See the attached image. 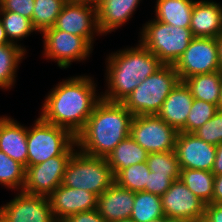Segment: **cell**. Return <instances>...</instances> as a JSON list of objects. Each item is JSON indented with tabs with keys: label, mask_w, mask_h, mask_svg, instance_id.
<instances>
[{
	"label": "cell",
	"mask_w": 222,
	"mask_h": 222,
	"mask_svg": "<svg viewBox=\"0 0 222 222\" xmlns=\"http://www.w3.org/2000/svg\"><path fill=\"white\" fill-rule=\"evenodd\" d=\"M96 87L97 84L88 75L73 76L59 82L46 95L39 116L45 122L67 129L76 137L102 99L96 93Z\"/></svg>",
	"instance_id": "6da1fadb"
},
{
	"label": "cell",
	"mask_w": 222,
	"mask_h": 222,
	"mask_svg": "<svg viewBox=\"0 0 222 222\" xmlns=\"http://www.w3.org/2000/svg\"><path fill=\"white\" fill-rule=\"evenodd\" d=\"M133 117L122 103L101 99L75 137L77 149L91 156L107 158L129 136Z\"/></svg>",
	"instance_id": "7a4b0ae2"
},
{
	"label": "cell",
	"mask_w": 222,
	"mask_h": 222,
	"mask_svg": "<svg viewBox=\"0 0 222 222\" xmlns=\"http://www.w3.org/2000/svg\"><path fill=\"white\" fill-rule=\"evenodd\" d=\"M136 47H127L106 58L107 89L101 94L109 102H122L147 77L163 64L140 41Z\"/></svg>",
	"instance_id": "3957f363"
},
{
	"label": "cell",
	"mask_w": 222,
	"mask_h": 222,
	"mask_svg": "<svg viewBox=\"0 0 222 222\" xmlns=\"http://www.w3.org/2000/svg\"><path fill=\"white\" fill-rule=\"evenodd\" d=\"M180 82L174 65H163L147 77L121 103L135 115H157L163 102Z\"/></svg>",
	"instance_id": "277c9868"
},
{
	"label": "cell",
	"mask_w": 222,
	"mask_h": 222,
	"mask_svg": "<svg viewBox=\"0 0 222 222\" xmlns=\"http://www.w3.org/2000/svg\"><path fill=\"white\" fill-rule=\"evenodd\" d=\"M114 182L115 176L106 158L91 156L76 149L67 163L62 184L90 191L98 197Z\"/></svg>",
	"instance_id": "5b68a950"
},
{
	"label": "cell",
	"mask_w": 222,
	"mask_h": 222,
	"mask_svg": "<svg viewBox=\"0 0 222 222\" xmlns=\"http://www.w3.org/2000/svg\"><path fill=\"white\" fill-rule=\"evenodd\" d=\"M143 25L139 41L163 65H174L194 38L190 28L169 25L155 19Z\"/></svg>",
	"instance_id": "8992f818"
},
{
	"label": "cell",
	"mask_w": 222,
	"mask_h": 222,
	"mask_svg": "<svg viewBox=\"0 0 222 222\" xmlns=\"http://www.w3.org/2000/svg\"><path fill=\"white\" fill-rule=\"evenodd\" d=\"M76 138L65 128L45 122L40 116L27 127L28 167L62 155Z\"/></svg>",
	"instance_id": "52a82bcc"
},
{
	"label": "cell",
	"mask_w": 222,
	"mask_h": 222,
	"mask_svg": "<svg viewBox=\"0 0 222 222\" xmlns=\"http://www.w3.org/2000/svg\"><path fill=\"white\" fill-rule=\"evenodd\" d=\"M178 131L158 115H135L130 137L148 153L175 151Z\"/></svg>",
	"instance_id": "ba28073f"
},
{
	"label": "cell",
	"mask_w": 222,
	"mask_h": 222,
	"mask_svg": "<svg viewBox=\"0 0 222 222\" xmlns=\"http://www.w3.org/2000/svg\"><path fill=\"white\" fill-rule=\"evenodd\" d=\"M77 147L76 141L60 156L25 168L23 193L48 197L62 184L65 169ZM75 148V149H74Z\"/></svg>",
	"instance_id": "9c48e42d"
},
{
	"label": "cell",
	"mask_w": 222,
	"mask_h": 222,
	"mask_svg": "<svg viewBox=\"0 0 222 222\" xmlns=\"http://www.w3.org/2000/svg\"><path fill=\"white\" fill-rule=\"evenodd\" d=\"M43 55L48 60L57 62L61 69L68 68L75 61L86 60L93 51V47L78 35L57 30L54 27L43 33Z\"/></svg>",
	"instance_id": "30bf717a"
},
{
	"label": "cell",
	"mask_w": 222,
	"mask_h": 222,
	"mask_svg": "<svg viewBox=\"0 0 222 222\" xmlns=\"http://www.w3.org/2000/svg\"><path fill=\"white\" fill-rule=\"evenodd\" d=\"M174 68L182 82L194 75L219 71L215 38L194 37Z\"/></svg>",
	"instance_id": "8fae6325"
},
{
	"label": "cell",
	"mask_w": 222,
	"mask_h": 222,
	"mask_svg": "<svg viewBox=\"0 0 222 222\" xmlns=\"http://www.w3.org/2000/svg\"><path fill=\"white\" fill-rule=\"evenodd\" d=\"M53 27L83 37L92 47L95 34L101 35L96 7L80 0H68Z\"/></svg>",
	"instance_id": "7c38bea8"
},
{
	"label": "cell",
	"mask_w": 222,
	"mask_h": 222,
	"mask_svg": "<svg viewBox=\"0 0 222 222\" xmlns=\"http://www.w3.org/2000/svg\"><path fill=\"white\" fill-rule=\"evenodd\" d=\"M0 216L5 222H57L48 197L23 192L0 207Z\"/></svg>",
	"instance_id": "4fadbf2b"
},
{
	"label": "cell",
	"mask_w": 222,
	"mask_h": 222,
	"mask_svg": "<svg viewBox=\"0 0 222 222\" xmlns=\"http://www.w3.org/2000/svg\"><path fill=\"white\" fill-rule=\"evenodd\" d=\"M161 199L165 217L193 222L205 214L206 203L192 193L180 179L173 181Z\"/></svg>",
	"instance_id": "5bb4252c"
},
{
	"label": "cell",
	"mask_w": 222,
	"mask_h": 222,
	"mask_svg": "<svg viewBox=\"0 0 222 222\" xmlns=\"http://www.w3.org/2000/svg\"><path fill=\"white\" fill-rule=\"evenodd\" d=\"M175 153L180 169L212 171L216 146L203 141L193 133L179 132Z\"/></svg>",
	"instance_id": "9a60e30c"
},
{
	"label": "cell",
	"mask_w": 222,
	"mask_h": 222,
	"mask_svg": "<svg viewBox=\"0 0 222 222\" xmlns=\"http://www.w3.org/2000/svg\"><path fill=\"white\" fill-rule=\"evenodd\" d=\"M53 215L57 222L80 212L96 209L97 196L86 190L59 185L49 196Z\"/></svg>",
	"instance_id": "2e32d148"
},
{
	"label": "cell",
	"mask_w": 222,
	"mask_h": 222,
	"mask_svg": "<svg viewBox=\"0 0 222 222\" xmlns=\"http://www.w3.org/2000/svg\"><path fill=\"white\" fill-rule=\"evenodd\" d=\"M135 200V192L113 183L97 197L96 210L107 222L130 218Z\"/></svg>",
	"instance_id": "e0dca14e"
},
{
	"label": "cell",
	"mask_w": 222,
	"mask_h": 222,
	"mask_svg": "<svg viewBox=\"0 0 222 222\" xmlns=\"http://www.w3.org/2000/svg\"><path fill=\"white\" fill-rule=\"evenodd\" d=\"M193 100L190 89L180 81L167 96L157 115L178 132H185V124Z\"/></svg>",
	"instance_id": "ac0fdd59"
},
{
	"label": "cell",
	"mask_w": 222,
	"mask_h": 222,
	"mask_svg": "<svg viewBox=\"0 0 222 222\" xmlns=\"http://www.w3.org/2000/svg\"><path fill=\"white\" fill-rule=\"evenodd\" d=\"M190 29L194 37L216 38L222 32V5L213 0H196Z\"/></svg>",
	"instance_id": "d6986e66"
},
{
	"label": "cell",
	"mask_w": 222,
	"mask_h": 222,
	"mask_svg": "<svg viewBox=\"0 0 222 222\" xmlns=\"http://www.w3.org/2000/svg\"><path fill=\"white\" fill-rule=\"evenodd\" d=\"M0 150L27 168V127L10 116H4L0 121Z\"/></svg>",
	"instance_id": "ffe728a7"
},
{
	"label": "cell",
	"mask_w": 222,
	"mask_h": 222,
	"mask_svg": "<svg viewBox=\"0 0 222 222\" xmlns=\"http://www.w3.org/2000/svg\"><path fill=\"white\" fill-rule=\"evenodd\" d=\"M141 0H105L97 9L99 31L108 34L123 26L137 9Z\"/></svg>",
	"instance_id": "44dd1931"
},
{
	"label": "cell",
	"mask_w": 222,
	"mask_h": 222,
	"mask_svg": "<svg viewBox=\"0 0 222 222\" xmlns=\"http://www.w3.org/2000/svg\"><path fill=\"white\" fill-rule=\"evenodd\" d=\"M155 3V20L190 28L194 0H156Z\"/></svg>",
	"instance_id": "7402d4cb"
},
{
	"label": "cell",
	"mask_w": 222,
	"mask_h": 222,
	"mask_svg": "<svg viewBox=\"0 0 222 222\" xmlns=\"http://www.w3.org/2000/svg\"><path fill=\"white\" fill-rule=\"evenodd\" d=\"M148 154L149 153L129 135L113 149L106 160L114 176H116L122 169L134 164L146 162Z\"/></svg>",
	"instance_id": "603a6c76"
},
{
	"label": "cell",
	"mask_w": 222,
	"mask_h": 222,
	"mask_svg": "<svg viewBox=\"0 0 222 222\" xmlns=\"http://www.w3.org/2000/svg\"><path fill=\"white\" fill-rule=\"evenodd\" d=\"M183 82L190 89L194 99L209 102L219 108L222 86V73L220 71L194 75L186 78Z\"/></svg>",
	"instance_id": "cb8c5ba5"
},
{
	"label": "cell",
	"mask_w": 222,
	"mask_h": 222,
	"mask_svg": "<svg viewBox=\"0 0 222 222\" xmlns=\"http://www.w3.org/2000/svg\"><path fill=\"white\" fill-rule=\"evenodd\" d=\"M26 49L16 44L0 45V89H11L15 86L17 68L24 59Z\"/></svg>",
	"instance_id": "d4e9b609"
},
{
	"label": "cell",
	"mask_w": 222,
	"mask_h": 222,
	"mask_svg": "<svg viewBox=\"0 0 222 222\" xmlns=\"http://www.w3.org/2000/svg\"><path fill=\"white\" fill-rule=\"evenodd\" d=\"M179 179L204 203H213L215 175L211 171L181 169Z\"/></svg>",
	"instance_id": "484cf974"
},
{
	"label": "cell",
	"mask_w": 222,
	"mask_h": 222,
	"mask_svg": "<svg viewBox=\"0 0 222 222\" xmlns=\"http://www.w3.org/2000/svg\"><path fill=\"white\" fill-rule=\"evenodd\" d=\"M160 196L145 191L135 192L130 218L135 222H159L164 218Z\"/></svg>",
	"instance_id": "4316f807"
},
{
	"label": "cell",
	"mask_w": 222,
	"mask_h": 222,
	"mask_svg": "<svg viewBox=\"0 0 222 222\" xmlns=\"http://www.w3.org/2000/svg\"><path fill=\"white\" fill-rule=\"evenodd\" d=\"M68 0H35L32 24L42 34L54 26L56 19Z\"/></svg>",
	"instance_id": "83f0119b"
},
{
	"label": "cell",
	"mask_w": 222,
	"mask_h": 222,
	"mask_svg": "<svg viewBox=\"0 0 222 222\" xmlns=\"http://www.w3.org/2000/svg\"><path fill=\"white\" fill-rule=\"evenodd\" d=\"M149 173L150 170L147 162L134 164L122 169L115 176V183H117L120 187L133 192L146 191L148 189Z\"/></svg>",
	"instance_id": "f1b7e54d"
},
{
	"label": "cell",
	"mask_w": 222,
	"mask_h": 222,
	"mask_svg": "<svg viewBox=\"0 0 222 222\" xmlns=\"http://www.w3.org/2000/svg\"><path fill=\"white\" fill-rule=\"evenodd\" d=\"M0 19L10 43L17 44L36 30L30 19L14 12L0 11Z\"/></svg>",
	"instance_id": "f546056e"
},
{
	"label": "cell",
	"mask_w": 222,
	"mask_h": 222,
	"mask_svg": "<svg viewBox=\"0 0 222 222\" xmlns=\"http://www.w3.org/2000/svg\"><path fill=\"white\" fill-rule=\"evenodd\" d=\"M24 182L25 167L0 150V184L22 192Z\"/></svg>",
	"instance_id": "4dcf8cb0"
},
{
	"label": "cell",
	"mask_w": 222,
	"mask_h": 222,
	"mask_svg": "<svg viewBox=\"0 0 222 222\" xmlns=\"http://www.w3.org/2000/svg\"><path fill=\"white\" fill-rule=\"evenodd\" d=\"M219 108L203 100H193L192 107L187 116L185 133H194L199 127L209 121Z\"/></svg>",
	"instance_id": "1f68e13d"
},
{
	"label": "cell",
	"mask_w": 222,
	"mask_h": 222,
	"mask_svg": "<svg viewBox=\"0 0 222 222\" xmlns=\"http://www.w3.org/2000/svg\"><path fill=\"white\" fill-rule=\"evenodd\" d=\"M151 172L160 175H180L175 151L149 153L146 160Z\"/></svg>",
	"instance_id": "d6a6232c"
},
{
	"label": "cell",
	"mask_w": 222,
	"mask_h": 222,
	"mask_svg": "<svg viewBox=\"0 0 222 222\" xmlns=\"http://www.w3.org/2000/svg\"><path fill=\"white\" fill-rule=\"evenodd\" d=\"M193 134L215 146L222 143V110L219 109L209 121L199 127Z\"/></svg>",
	"instance_id": "836d02e7"
},
{
	"label": "cell",
	"mask_w": 222,
	"mask_h": 222,
	"mask_svg": "<svg viewBox=\"0 0 222 222\" xmlns=\"http://www.w3.org/2000/svg\"><path fill=\"white\" fill-rule=\"evenodd\" d=\"M179 178L180 175H160L150 171L148 176V189L145 192L161 197L170 188L173 181Z\"/></svg>",
	"instance_id": "e575fe53"
},
{
	"label": "cell",
	"mask_w": 222,
	"mask_h": 222,
	"mask_svg": "<svg viewBox=\"0 0 222 222\" xmlns=\"http://www.w3.org/2000/svg\"><path fill=\"white\" fill-rule=\"evenodd\" d=\"M35 0H0V11L18 13L32 20Z\"/></svg>",
	"instance_id": "d590c367"
},
{
	"label": "cell",
	"mask_w": 222,
	"mask_h": 222,
	"mask_svg": "<svg viewBox=\"0 0 222 222\" xmlns=\"http://www.w3.org/2000/svg\"><path fill=\"white\" fill-rule=\"evenodd\" d=\"M62 222H107L100 213L95 209L92 211L80 212L71 215Z\"/></svg>",
	"instance_id": "8d00e7d4"
},
{
	"label": "cell",
	"mask_w": 222,
	"mask_h": 222,
	"mask_svg": "<svg viewBox=\"0 0 222 222\" xmlns=\"http://www.w3.org/2000/svg\"><path fill=\"white\" fill-rule=\"evenodd\" d=\"M210 222H222V204H206L205 214Z\"/></svg>",
	"instance_id": "74e56055"
},
{
	"label": "cell",
	"mask_w": 222,
	"mask_h": 222,
	"mask_svg": "<svg viewBox=\"0 0 222 222\" xmlns=\"http://www.w3.org/2000/svg\"><path fill=\"white\" fill-rule=\"evenodd\" d=\"M213 203L222 204V174L215 176L214 179Z\"/></svg>",
	"instance_id": "f35d334b"
},
{
	"label": "cell",
	"mask_w": 222,
	"mask_h": 222,
	"mask_svg": "<svg viewBox=\"0 0 222 222\" xmlns=\"http://www.w3.org/2000/svg\"><path fill=\"white\" fill-rule=\"evenodd\" d=\"M211 172L215 176L222 174V143L216 146V156Z\"/></svg>",
	"instance_id": "ab89813d"
},
{
	"label": "cell",
	"mask_w": 222,
	"mask_h": 222,
	"mask_svg": "<svg viewBox=\"0 0 222 222\" xmlns=\"http://www.w3.org/2000/svg\"><path fill=\"white\" fill-rule=\"evenodd\" d=\"M218 48L219 71L222 73V32L215 38Z\"/></svg>",
	"instance_id": "60d3db41"
},
{
	"label": "cell",
	"mask_w": 222,
	"mask_h": 222,
	"mask_svg": "<svg viewBox=\"0 0 222 222\" xmlns=\"http://www.w3.org/2000/svg\"><path fill=\"white\" fill-rule=\"evenodd\" d=\"M2 44H10V42L6 36L5 29H4L2 21L0 19V45H2Z\"/></svg>",
	"instance_id": "b9f144b4"
},
{
	"label": "cell",
	"mask_w": 222,
	"mask_h": 222,
	"mask_svg": "<svg viewBox=\"0 0 222 222\" xmlns=\"http://www.w3.org/2000/svg\"><path fill=\"white\" fill-rule=\"evenodd\" d=\"M159 222H190L185 219H180V218H170V217H164L162 220Z\"/></svg>",
	"instance_id": "7bdbcfd3"
},
{
	"label": "cell",
	"mask_w": 222,
	"mask_h": 222,
	"mask_svg": "<svg viewBox=\"0 0 222 222\" xmlns=\"http://www.w3.org/2000/svg\"><path fill=\"white\" fill-rule=\"evenodd\" d=\"M80 1L85 2L88 5H92L94 7H98L105 0H80Z\"/></svg>",
	"instance_id": "ee69618b"
},
{
	"label": "cell",
	"mask_w": 222,
	"mask_h": 222,
	"mask_svg": "<svg viewBox=\"0 0 222 222\" xmlns=\"http://www.w3.org/2000/svg\"><path fill=\"white\" fill-rule=\"evenodd\" d=\"M193 222H210L208 220V218L204 215V216H201L199 217L198 219L194 220Z\"/></svg>",
	"instance_id": "f6af8a7d"
},
{
	"label": "cell",
	"mask_w": 222,
	"mask_h": 222,
	"mask_svg": "<svg viewBox=\"0 0 222 222\" xmlns=\"http://www.w3.org/2000/svg\"><path fill=\"white\" fill-rule=\"evenodd\" d=\"M219 109L222 110V86H221L220 99H219Z\"/></svg>",
	"instance_id": "bcb514c9"
},
{
	"label": "cell",
	"mask_w": 222,
	"mask_h": 222,
	"mask_svg": "<svg viewBox=\"0 0 222 222\" xmlns=\"http://www.w3.org/2000/svg\"><path fill=\"white\" fill-rule=\"evenodd\" d=\"M117 222H135V221L132 220L131 218H126V219L118 220Z\"/></svg>",
	"instance_id": "7dc6e473"
},
{
	"label": "cell",
	"mask_w": 222,
	"mask_h": 222,
	"mask_svg": "<svg viewBox=\"0 0 222 222\" xmlns=\"http://www.w3.org/2000/svg\"><path fill=\"white\" fill-rule=\"evenodd\" d=\"M0 222H5V220L0 216Z\"/></svg>",
	"instance_id": "c3c4849f"
}]
</instances>
